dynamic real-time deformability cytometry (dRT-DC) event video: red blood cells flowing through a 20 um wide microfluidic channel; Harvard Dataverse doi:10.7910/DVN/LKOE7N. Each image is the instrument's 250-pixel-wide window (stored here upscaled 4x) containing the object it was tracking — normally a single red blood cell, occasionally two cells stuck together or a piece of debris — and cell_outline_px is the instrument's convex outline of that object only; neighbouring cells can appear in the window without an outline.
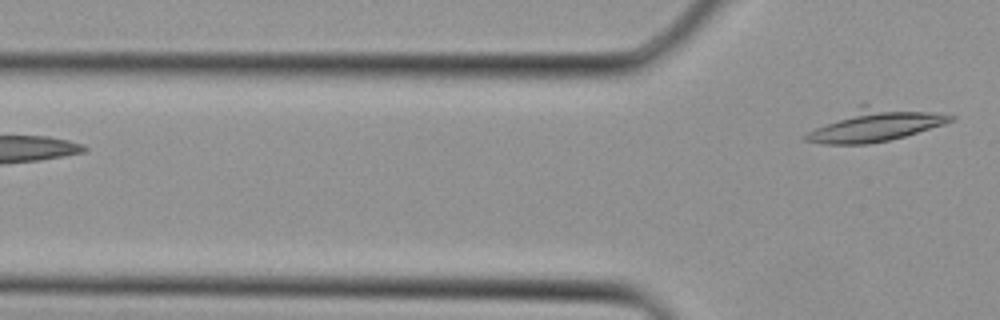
{"species": "Egyptian fruit bat (a non-hibernating species)", "species_latin": "Rousettus aegyptiacus", "temperature_condition": "cold", "stored_images_in_passage": 4, "camera_frame_rate_fps": 3000, "um_per_image_px": 0.085, "animal": {"sex": "female"}, "frame": {"image": 1, "passage_image": 4, "time_ms": 1.0, "image_size_px": [1000, 320], "cell_outline_px": [[956, 116], [952, 120], [944, 124], [904, 136], [888, 140], [868, 144], [824, 144], [804, 140], [800, 136], [860, 104], [868, 104], [932, 112]], "centroid_in_image_um": [74.32, 10.63], "position_along_channel_um": 51.5, "area_um2": 27.05}}